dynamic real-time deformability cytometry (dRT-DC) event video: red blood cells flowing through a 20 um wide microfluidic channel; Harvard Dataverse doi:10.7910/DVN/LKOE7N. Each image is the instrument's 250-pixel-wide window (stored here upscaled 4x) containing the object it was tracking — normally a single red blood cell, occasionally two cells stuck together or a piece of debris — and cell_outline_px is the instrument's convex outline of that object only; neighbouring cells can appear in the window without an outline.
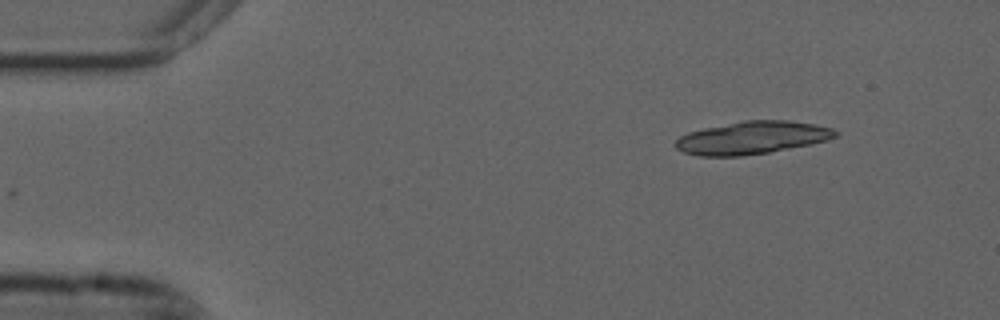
{"species": "common noctule bat (a hibernating species)", "species_latin": "Nyctalus noctula", "temperature_condition": "cold", "stored_images_in_passage": 13, "camera_frame_rate_fps": 3000, "um_per_image_px": 0.085, "animal": {"sex": "male", "forearm_length_mm": 52.5}, "frame": {"image": 1, "passage_image": 1, "time_ms": 0.0, "image_size_px": [1000, 320], "cell_outline_px": [[840, 132], [836, 136], [828, 140], [812, 144], [768, 152], [740, 156], [700, 156], [684, 152], [676, 148], [676, 140], [680, 136], [688, 132], [704, 128], [744, 120], [788, 120], [816, 124], [832, 128]], "centroid_in_image_um": [63.96, 11.7], "position_along_channel_um": 21.0, "area_um2": 30.52}}